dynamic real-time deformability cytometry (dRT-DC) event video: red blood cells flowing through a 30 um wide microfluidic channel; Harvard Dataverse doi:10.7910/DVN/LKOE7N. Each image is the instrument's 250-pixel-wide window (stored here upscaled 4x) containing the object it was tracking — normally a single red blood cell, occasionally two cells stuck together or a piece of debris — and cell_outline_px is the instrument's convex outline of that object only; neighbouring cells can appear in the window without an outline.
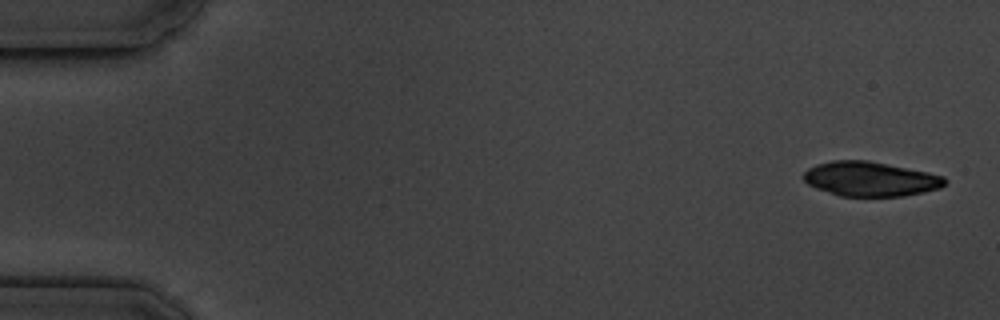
{"species": "common noctule bat (a hibernating species)", "species_latin": "Nyctalus noctula", "temperature_condition": "cold", "stored_images_in_passage": 4, "camera_frame_rate_fps": 3000, "um_per_image_px": 0.085, "animal": {"sex": "male", "body_mass_g": 19.5, "forearm_length_mm": 54.6}, "frame": {"image": 1, "passage_image": 1, "time_ms": 0.0, "image_size_px": [1000, 320], "cell_outline_px": [[948, 180], [940, 188], [924, 192], [904, 196], [840, 196], [816, 188], [808, 184], [804, 180], [804, 172], [808, 168], [816, 164], [832, 160], [868, 160], [928, 172], [944, 176]], "centroid_in_image_um": [73.98, 15.21], "position_along_channel_um": 11.0, "area_um2": 28.5}}